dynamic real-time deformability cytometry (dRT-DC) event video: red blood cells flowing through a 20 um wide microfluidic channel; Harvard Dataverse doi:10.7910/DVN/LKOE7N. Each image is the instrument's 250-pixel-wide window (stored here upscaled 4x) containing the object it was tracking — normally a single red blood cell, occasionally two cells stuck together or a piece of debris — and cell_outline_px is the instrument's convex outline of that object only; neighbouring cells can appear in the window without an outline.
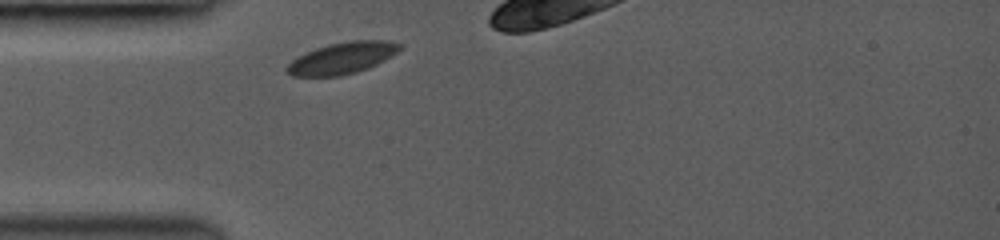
{"species": "common noctule bat (a hibernating species)", "species_latin": "Nyctalus noctula", "temperature_condition": "room temperature", "stored_images_in_passage": 2, "camera_frame_rate_fps": 3000, "um_per_image_px": 0.085, "animal": {"sex": "female", "body_mass_g": 19.0, "forearm_length_mm": 53.3}, "frame": {"image": 1, "passage_image": 1, "time_ms": 0.0, "image_size_px": [1000, 240], "cell_outline_px": [[400, 48], [396, 52], [384, 60], [368, 68], [356, 72], [340, 76], [292, 76], [284, 68], [292, 60], [316, 48], [328, 44], [348, 40], [384, 40], [400, 44]], "centroid_in_image_um": [29.06, 4.94], "position_along_channel_um": 55.9, "area_um2": 20.46}}